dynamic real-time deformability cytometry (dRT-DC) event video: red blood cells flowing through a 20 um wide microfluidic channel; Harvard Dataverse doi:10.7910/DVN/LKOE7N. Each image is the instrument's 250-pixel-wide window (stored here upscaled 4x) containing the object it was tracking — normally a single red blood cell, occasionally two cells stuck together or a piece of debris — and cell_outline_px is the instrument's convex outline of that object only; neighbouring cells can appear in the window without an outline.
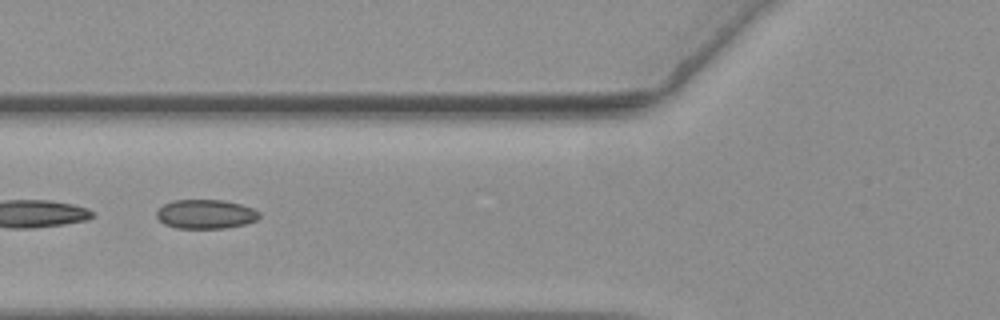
{"species": "common noctule bat (a hibernating species)", "species_latin": "Nyctalus noctula", "temperature_condition": "warm", "stored_images_in_passage": 26, "segment_of_instrument_passage": [2, 2], "camera_frame_rate_fps": 3000, "um_per_image_px": 0.085, "animal": {"sex": "female", "body_mass_g": 19.3, "forearm_length_mm": 54.1}, "frame": {"image": 1, "passage_image": 17, "time_ms": 5.333, "image_size_px": [1000, 320], "cell_outline_px": [[260, 216], [256, 220], [244, 224], [224, 228], [176, 228], [164, 224], [156, 216], [156, 212], [164, 204], [172, 200], [224, 200], [240, 204], [252, 208], [260, 212]], "centroid_in_image_um": [17.47, 18.2], "position_along_channel_um": 108.3, "area_um2": 17.4}}